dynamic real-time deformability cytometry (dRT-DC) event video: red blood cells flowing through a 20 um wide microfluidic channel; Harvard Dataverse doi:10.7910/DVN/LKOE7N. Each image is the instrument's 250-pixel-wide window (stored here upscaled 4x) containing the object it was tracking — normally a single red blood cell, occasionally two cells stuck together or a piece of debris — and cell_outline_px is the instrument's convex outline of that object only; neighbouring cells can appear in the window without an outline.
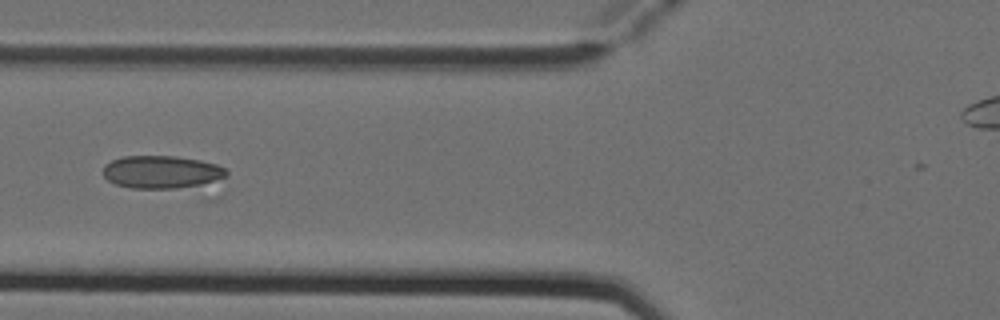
{"species": "Egyptian fruit bat (a non-hibernating species)", "species_latin": "Rousettus aegyptiacus", "temperature_condition": "cold", "stored_images_in_passage": 6, "camera_frame_rate_fps": 3000, "um_per_image_px": 0.085, "animal": {"sex": "female"}, "frame": {"image": 1, "passage_image": 5, "time_ms": 1.333, "image_size_px": [1000, 320], "cell_outline_px": [[228, 176], [220, 180], [200, 184], [176, 188], [128, 188], [116, 184], [108, 180], [104, 176], [104, 164], [112, 160], [124, 156], [176, 156], [200, 160], [216, 164], [224, 168], [228, 172]], "centroid_in_image_um": [13.74, 14.61], "position_along_channel_um": 112.1, "area_um2": 23.52}}